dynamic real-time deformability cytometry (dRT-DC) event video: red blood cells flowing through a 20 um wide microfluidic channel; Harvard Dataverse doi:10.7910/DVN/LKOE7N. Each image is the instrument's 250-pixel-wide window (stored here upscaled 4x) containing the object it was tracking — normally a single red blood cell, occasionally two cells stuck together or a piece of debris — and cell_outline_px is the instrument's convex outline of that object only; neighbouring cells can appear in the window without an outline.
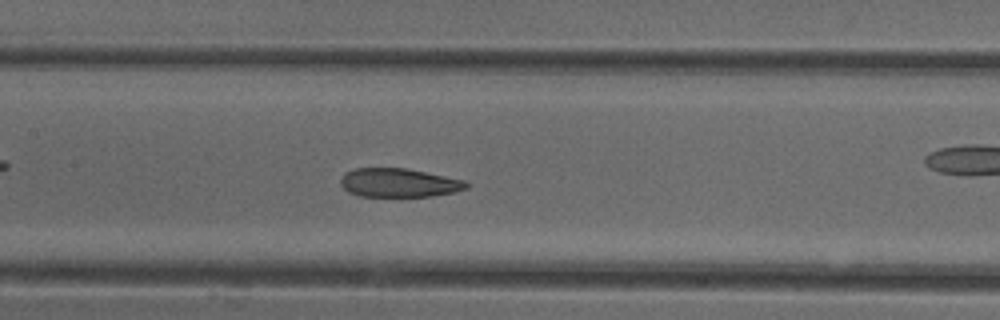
{"species": "common noctule bat (a hibernating species)", "species_latin": "Nyctalus noctula", "temperature_condition": "cold", "stored_images_in_passage": 50, "camera_frame_rate_fps": 3000, "um_per_image_px": 0.085, "animal": {"sex": "female"}, "frame": {"image": 1, "passage_image": 22, "time_ms": 7.0, "image_size_px": [1000, 320], "cell_outline_px": [[468, 188], [456, 192], [432, 196], [360, 196], [348, 192], [340, 184], [340, 176], [344, 172], [356, 168], [408, 168], [468, 180]], "centroid_in_image_um": [33.93, 15.52], "position_along_channel_um": 173.5, "area_um2": 21.44}, "authors_computed_cell_mechanics": {"area_um2": 23.698, "velocity_mm_per_s": 3.958, "shape_relaxation_time_tau1_ms": null, "shape_relaxation_time_tau2_ms": 1.8781, "deformation_change_tau1": null, "deformation_change_tau2": 0.0781}}